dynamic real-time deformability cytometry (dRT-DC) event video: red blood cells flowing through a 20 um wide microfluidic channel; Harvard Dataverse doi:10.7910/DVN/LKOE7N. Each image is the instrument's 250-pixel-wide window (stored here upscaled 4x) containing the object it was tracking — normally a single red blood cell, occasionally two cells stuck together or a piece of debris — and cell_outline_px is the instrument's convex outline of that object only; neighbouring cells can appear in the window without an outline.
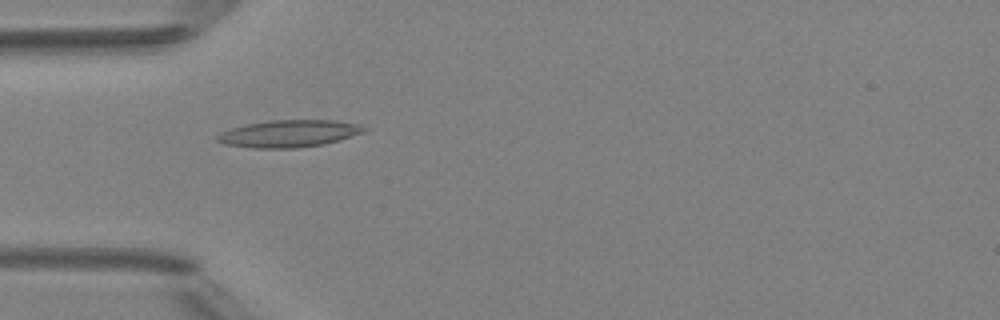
{"species": "Egyptian fruit bat (a non-hibernating species)", "species_latin": "Rousettus aegyptiacus", "temperature_condition": "room temperature", "stored_images_in_passage": 49, "camera_frame_rate_fps": 3000, "um_per_image_px": 0.085, "animal": {"sex": "female"}, "frame": {"image": 1, "passage_image": 15, "time_ms": 4.667, "image_size_px": [1000, 320], "cell_outline_px": [[368, 128], [364, 132], [324, 144], [292, 148], [252, 148], [224, 144], [216, 140], [216, 136], [220, 132], [232, 128], [248, 124], [268, 120], [332, 120], [356, 124]], "centroid_in_image_um": [24.52, 11.35], "position_along_channel_um": 60.5, "area_um2": 23.0}}
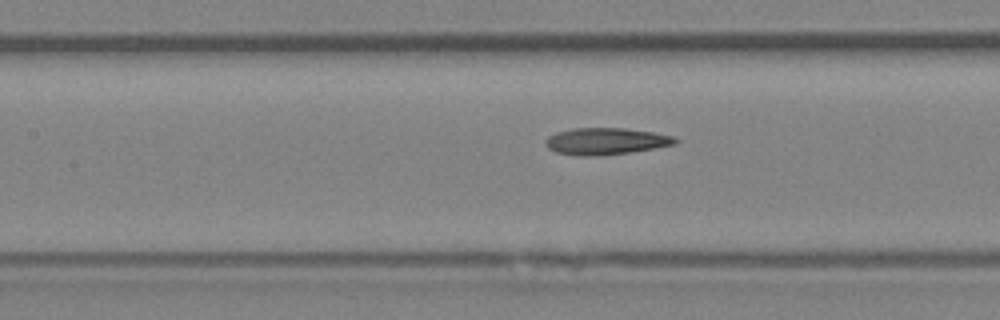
{"frame": {"image": 2, "passage_image": 22, "time_ms": 7.0, "image_size_px": [1000, 320], "cell_outline_px": [[680, 140], [676, 144], [628, 152], [596, 156], [576, 156], [556, 152], [548, 148], [544, 144], [544, 140], [548, 136], [556, 132], [572, 128], [624, 128], [652, 132], [672, 136]], "centroid_in_image_um": [51.44, 12.0], "position_along_channel_um": 156.0, "area_um2": 20.23}}
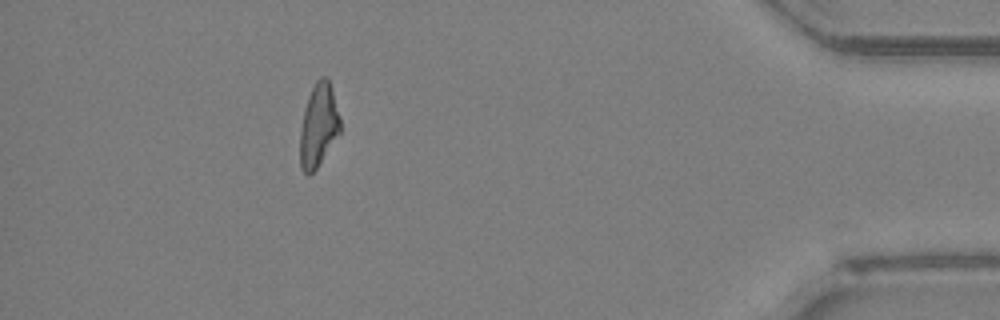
{"frame": {"image": 3, "passage_image": 44, "time_ms": 14.333, "image_size_px": [1000, 320], "cell_outline_px": [[340, 132], [316, 168], [308, 176], [300, 168], [300, 132], [304, 108], [308, 96], [316, 80], [320, 76], [328, 76], [332, 88], [340, 116]], "centroid_in_image_um": [27.07, 10.61], "position_along_channel_um": 408.1, "area_um2": 19.48}, "authors_computed_cell_mechanics": {"area_um2": 20.3456, "velocity_mm_per_s": 4.1896, "shape_relaxation_time_tau1_ms": null, "shape_relaxation_time_tau2_ms": 2.9691, "deformation_change_tau1": null, "deformation_change_tau2": 0.1332}}